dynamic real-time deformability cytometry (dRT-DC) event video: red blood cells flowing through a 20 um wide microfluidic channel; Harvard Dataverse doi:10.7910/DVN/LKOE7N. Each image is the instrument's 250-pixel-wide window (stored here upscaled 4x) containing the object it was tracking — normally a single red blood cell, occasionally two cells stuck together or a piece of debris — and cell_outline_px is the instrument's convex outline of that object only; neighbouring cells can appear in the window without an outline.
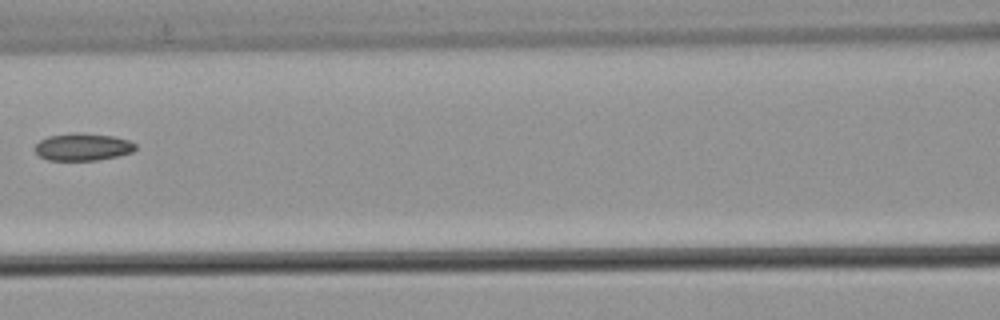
{"species": "common noctule bat (a hibernating species)", "species_latin": "Nyctalus noctula", "temperature_condition": "warm", "stored_images_in_passage": 6, "camera_frame_rate_fps": 3000, "um_per_image_px": 0.085, "animal": {"sex": "male", "body_mass_g": 21.5, "forearm_length_mm": 52.0}, "frame": {"image": 1, "passage_image": 5, "time_ms": 1.333, "image_size_px": [1000, 320], "cell_outline_px": [[136, 148], [132, 152], [116, 156], [96, 160], [48, 160], [40, 156], [32, 148], [40, 140], [48, 136], [76, 132], [80, 132], [112, 136], [128, 140], [136, 144]], "centroid_in_image_um": [7.0, 12.48], "position_along_channel_um": 159.6, "area_um2": 16.01}}